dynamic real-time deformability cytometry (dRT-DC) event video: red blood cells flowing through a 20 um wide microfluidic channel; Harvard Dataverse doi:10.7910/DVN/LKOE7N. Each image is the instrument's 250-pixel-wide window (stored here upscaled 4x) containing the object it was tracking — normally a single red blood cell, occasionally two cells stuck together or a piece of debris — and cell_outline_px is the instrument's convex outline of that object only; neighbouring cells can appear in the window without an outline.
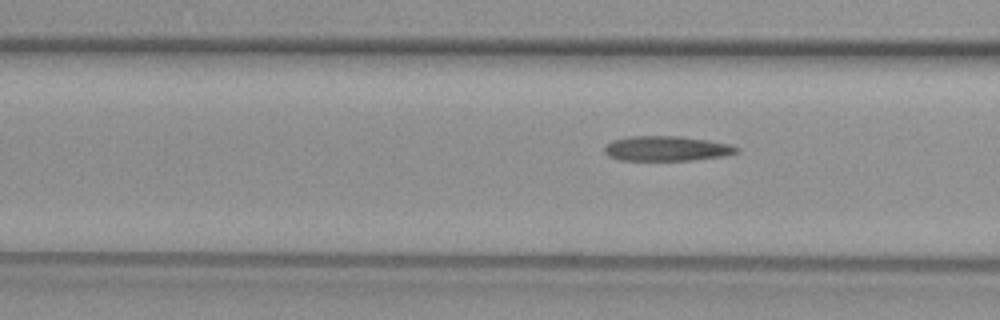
{"species": "common noctule bat (a hibernating species)", "species_latin": "Nyctalus noctula", "temperature_condition": "warm", "stored_images_in_passage": 4, "camera_frame_rate_fps": 3000, "um_per_image_px": 0.085, "animal": {"sex": "female", "body_mass_g": 29.2, "forearm_length_mm": 56.3}, "frame": {"image": 1, "passage_image": 4, "time_ms": 3.667, "image_size_px": [1000, 320], "cell_outline_px": [[740, 152], [724, 156], [692, 160], [620, 160], [608, 156], [604, 152], [604, 148], [612, 140], [632, 136], [676, 136], [708, 140], [728, 144], [740, 148]], "centroid_in_image_um": [56.67, 12.63], "position_along_channel_um": 109.9, "area_um2": 19.13}}